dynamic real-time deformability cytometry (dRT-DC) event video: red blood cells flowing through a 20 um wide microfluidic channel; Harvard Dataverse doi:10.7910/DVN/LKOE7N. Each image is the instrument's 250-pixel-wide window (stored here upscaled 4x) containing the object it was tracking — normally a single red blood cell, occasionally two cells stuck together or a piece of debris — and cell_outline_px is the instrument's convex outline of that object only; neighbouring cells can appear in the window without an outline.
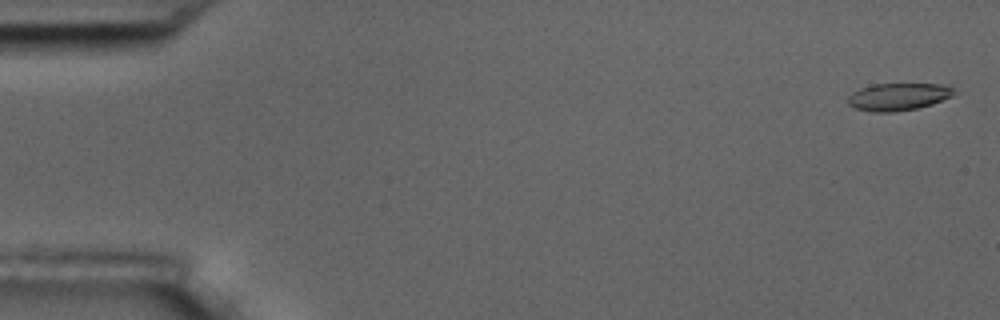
{"species": "common noctule bat (a hibernating species)", "species_latin": "Nyctalus noctula", "temperature_condition": "room temperature", "stored_images_in_passage": 6, "camera_frame_rate_fps": 3000, "um_per_image_px": 0.085, "animal": {"sex": "male", "body_mass_g": 17.5, "forearm_length_mm": 52.3}, "frame": {"image": 1, "passage_image": 1, "time_ms": 0.0, "image_size_px": [1000, 320], "cell_outline_px": [[956, 88], [952, 96], [932, 104], [916, 108], [896, 112], [876, 112], [856, 108], [848, 104], [848, 96], [852, 92], [860, 88], [872, 84], [940, 84]], "centroid_in_image_um": [76.35, 8.21], "position_along_channel_um": 8.7, "area_um2": 16.88}}